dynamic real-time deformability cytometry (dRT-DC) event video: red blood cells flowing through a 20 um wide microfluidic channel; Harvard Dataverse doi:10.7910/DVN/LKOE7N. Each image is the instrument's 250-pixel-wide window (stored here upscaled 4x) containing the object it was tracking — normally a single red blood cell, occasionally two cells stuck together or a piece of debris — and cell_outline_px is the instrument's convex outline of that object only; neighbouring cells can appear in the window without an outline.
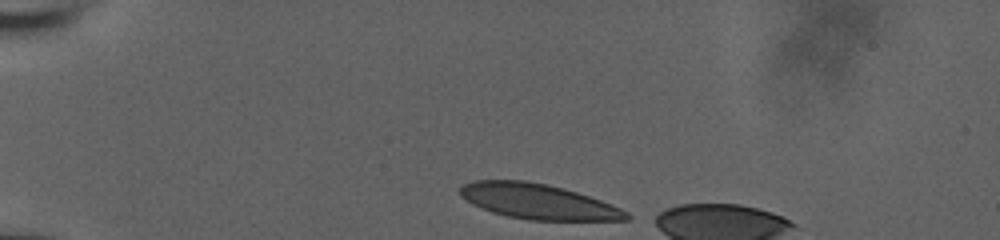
{"species": "human", "species_latin": "Homo sapiens", "temperature_condition": "room temperature", "stored_images_in_passage": 11, "camera_frame_rate_fps": 3000, "um_per_image_px": 0.085, "donor": {"sex": "male"}, "frame": {"image": 1, "passage_image": 1, "time_ms": 0.0, "image_size_px": [1000, 240], "cell_outline_px": [[632, 220], [528, 220], [508, 216], [492, 212], [472, 204], [460, 196], [460, 188], [464, 184], [472, 180], [524, 180], [548, 184], [576, 192], [600, 200], [620, 208], [628, 212], [632, 216]], "centroid_in_image_um": [45.73, 17.13], "position_along_channel_um": 39.3, "area_um2": 34.04}}
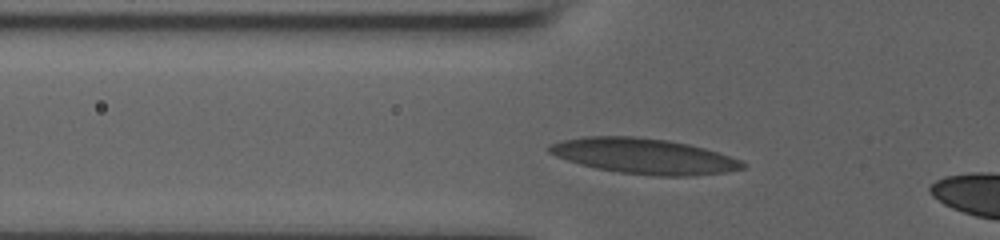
{"frame": {"image": 2, "passage_image": 8, "time_ms": 2.333, "image_size_px": [1000, 240], "cell_outline_px": [[748, 164], [744, 168], [724, 172], [692, 176], [656, 176], [616, 172], [596, 168], [580, 164], [556, 156], [548, 152], [548, 144], [564, 140], [588, 136], [632, 136], [668, 140], [688, 144], [704, 148], [740, 160]], "centroid_in_image_um": [54.73, 13.27], "position_along_channel_um": 71.1, "area_um2": 39.77}}